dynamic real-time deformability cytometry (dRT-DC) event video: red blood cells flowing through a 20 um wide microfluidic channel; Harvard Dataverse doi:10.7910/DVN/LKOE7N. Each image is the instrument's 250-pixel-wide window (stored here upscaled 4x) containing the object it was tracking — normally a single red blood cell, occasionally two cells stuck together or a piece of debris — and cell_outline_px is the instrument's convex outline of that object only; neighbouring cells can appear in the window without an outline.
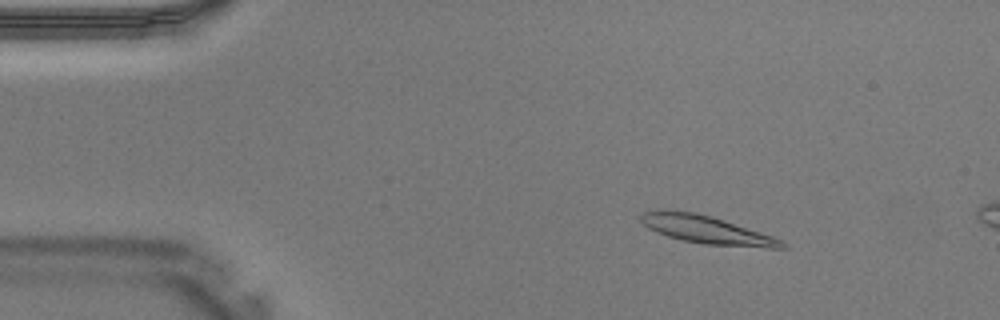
{"species": "Egyptian fruit bat (a non-hibernating species)", "species_latin": "Rousettus aegyptiacus", "temperature_condition": "warm", "stored_images_in_passage": 12, "camera_frame_rate_fps": 3000, "um_per_image_px": 0.085, "animal": {"sex": "male"}, "frame": {"image": 1, "passage_image": 6, "time_ms": 1.667, "image_size_px": [1000, 320], "cell_outline_px": [[788, 248], [768, 248], [704, 244], [684, 240], [668, 236], [656, 232], [648, 228], [640, 220], [640, 216], [644, 212], [696, 212], [712, 216], [772, 236], [788, 244]], "centroid_in_image_um": [60.14, 19.56], "position_along_channel_um": 24.9, "area_um2": 22.31}}